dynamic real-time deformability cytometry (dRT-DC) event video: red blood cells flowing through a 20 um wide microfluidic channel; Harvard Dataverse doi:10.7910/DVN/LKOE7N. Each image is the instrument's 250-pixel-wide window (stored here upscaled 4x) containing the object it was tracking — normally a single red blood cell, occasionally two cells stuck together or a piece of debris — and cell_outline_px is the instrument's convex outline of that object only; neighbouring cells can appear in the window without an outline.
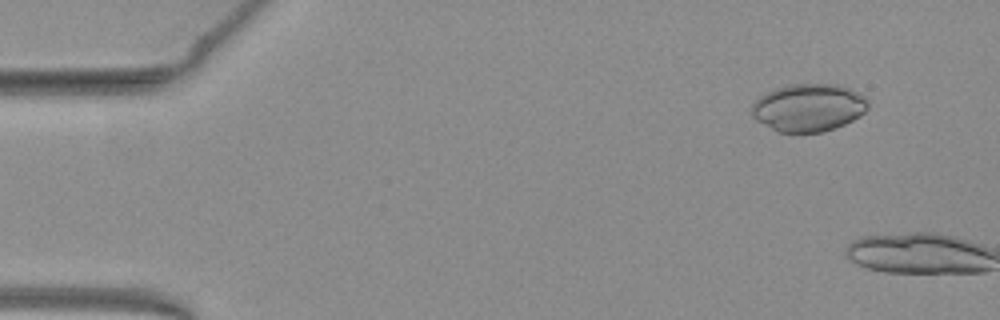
{"species": "common noctule bat (a hibernating species)", "species_latin": "Nyctalus noctula", "temperature_condition": "warm", "stored_images_in_passage": 6, "camera_frame_rate_fps": 3000, "um_per_image_px": 0.085, "animal": {"sex": "female", "body_mass_g": 19.3, "forearm_length_mm": 54.1}, "frame": {"image": 1, "passage_image": 5, "time_ms": 1.333, "image_size_px": [1000, 320], "cell_outline_px": [[868, 108], [860, 116], [844, 124], [824, 132], [780, 132], [756, 120], [752, 116], [752, 104], [756, 96], [776, 88], [788, 84], [836, 84], [848, 88], [868, 96]], "centroid_in_image_um": [68.73, 9.13], "position_along_channel_um": 16.3, "area_um2": 32.54}}